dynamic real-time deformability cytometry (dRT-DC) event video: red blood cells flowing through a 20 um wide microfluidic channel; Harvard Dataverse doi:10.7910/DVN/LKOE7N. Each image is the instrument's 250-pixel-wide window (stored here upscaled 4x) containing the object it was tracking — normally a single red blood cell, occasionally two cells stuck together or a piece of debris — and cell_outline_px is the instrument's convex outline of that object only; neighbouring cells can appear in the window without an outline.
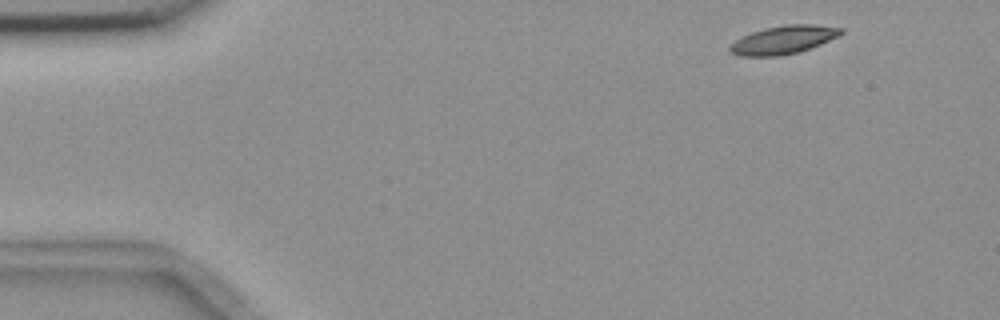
{"species": "common noctule bat (a hibernating species)", "species_latin": "Nyctalus noctula", "temperature_condition": "room temperature", "stored_images_in_passage": 4, "camera_frame_rate_fps": 3000, "um_per_image_px": 0.085, "animal": {"sex": "female", "body_mass_g": 18.4}, "frame": {"image": 1, "passage_image": 1, "time_ms": 0.0, "image_size_px": [1000, 320], "cell_outline_px": [[844, 32], [840, 36], [800, 52], [780, 56], [740, 56], [732, 52], [728, 48], [736, 40], [752, 32], [764, 28], [784, 24], [812, 24], [844, 28]], "centroid_in_image_um": [66.64, 3.38], "position_along_channel_um": 18.4, "area_um2": 18.32}}
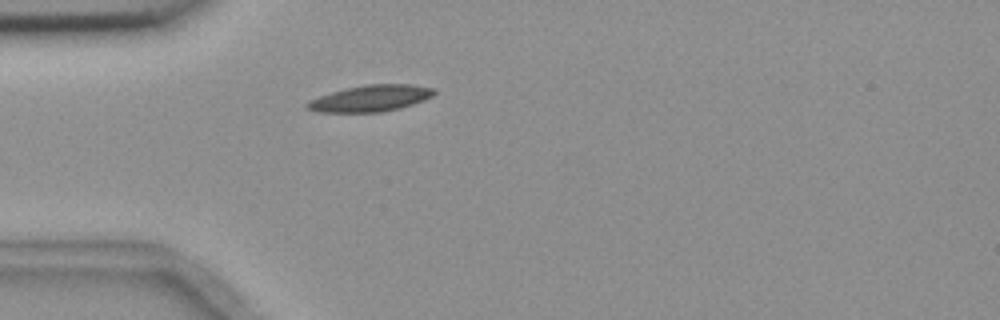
{"frame": {"image": 2, "passage_image": 4, "time_ms": 3.333, "image_size_px": [1000, 320], "cell_outline_px": [[436, 92], [432, 96], [424, 100], [400, 108], [384, 112], [316, 112], [304, 108], [304, 104], [308, 100], [344, 88], [364, 84], [412, 84], [436, 88]], "centroid_in_image_um": [31.48, 8.35], "position_along_channel_um": 53.5, "area_um2": 19.83}}